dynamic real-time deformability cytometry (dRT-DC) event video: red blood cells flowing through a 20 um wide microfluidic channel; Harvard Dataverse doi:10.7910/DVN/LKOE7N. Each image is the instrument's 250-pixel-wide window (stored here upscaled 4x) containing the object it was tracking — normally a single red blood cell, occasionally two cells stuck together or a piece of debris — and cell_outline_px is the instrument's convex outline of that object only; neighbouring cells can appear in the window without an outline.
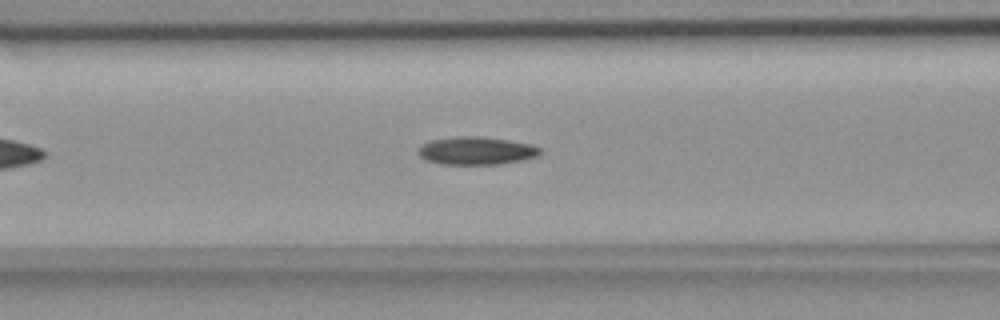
{"species": "common noctule bat (a hibernating species)", "species_latin": "Nyctalus noctula", "temperature_condition": "room temperature", "stored_images_in_passage": 41, "camera_frame_rate_fps": 3000, "um_per_image_px": 0.085, "animal": {"sex": "female", "body_mass_g": 18.4}, "frame": {"image": 1, "passage_image": 14, "time_ms": 4.333, "image_size_px": [1000, 320], "cell_outline_px": [[540, 156], [524, 160], [500, 164], [440, 164], [428, 160], [420, 156], [416, 152], [420, 144], [432, 140], [456, 136], [484, 136], [532, 144], [540, 148]], "centroid_in_image_um": [40.49, 12.81], "position_along_channel_um": 126.1, "area_um2": 20.06}}
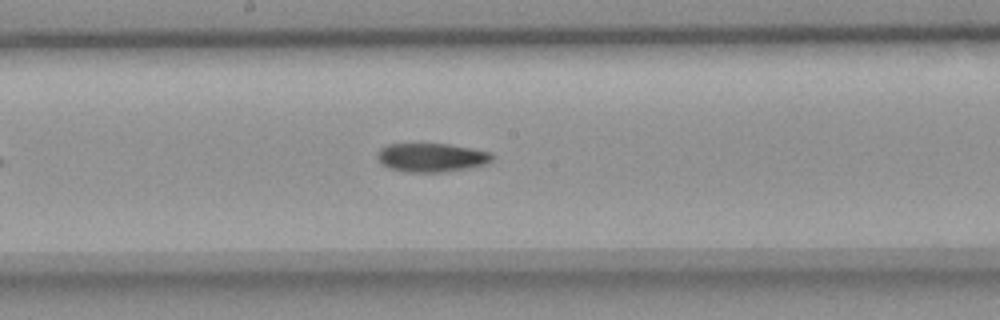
{"frame": {"image": 2, "passage_image": 21, "time_ms": 6.667, "image_size_px": [1000, 320], "cell_outline_px": [[492, 160], [484, 164], [468, 168], [440, 172], [404, 172], [388, 168], [380, 164], [376, 156], [376, 152], [380, 148], [388, 144], [448, 144], [472, 148], [492, 152]], "centroid_in_image_um": [36.62, 13.39], "position_along_channel_um": 211.6, "area_um2": 19.36}}
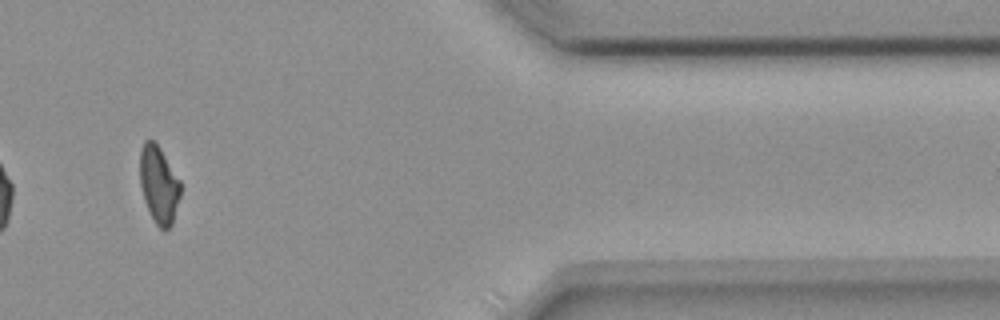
{"frame": {"image": 3, "passage_image": 39, "time_ms": 12.667, "image_size_px": [1000, 320], "cell_outline_px": [[180, 196], [172, 224], [164, 232], [156, 224], [144, 200], [140, 184], [140, 148], [144, 140], [152, 140], [160, 148], [180, 180]], "centroid_in_image_um": [13.49, 15.69], "position_along_channel_um": 397.9, "area_um2": 18.15}}